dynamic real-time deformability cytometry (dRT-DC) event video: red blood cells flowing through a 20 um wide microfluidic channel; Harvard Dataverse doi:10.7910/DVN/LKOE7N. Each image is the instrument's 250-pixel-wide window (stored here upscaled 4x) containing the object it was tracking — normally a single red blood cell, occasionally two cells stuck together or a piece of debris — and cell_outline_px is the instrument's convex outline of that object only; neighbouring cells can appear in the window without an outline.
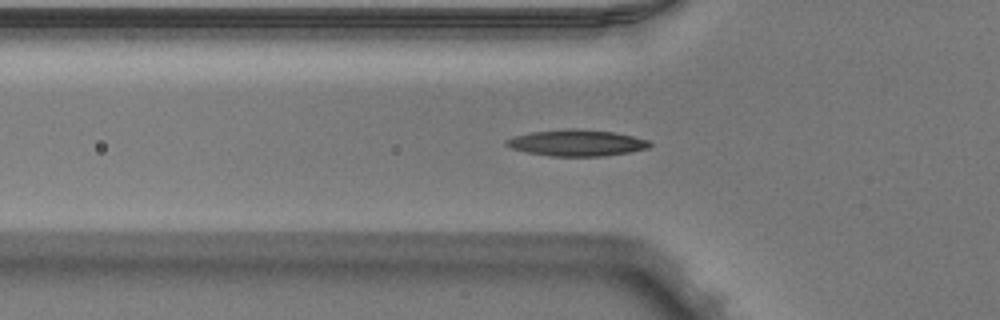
{"species": "Egyptian fruit bat (a non-hibernating species)", "species_latin": "Rousettus aegyptiacus", "temperature_condition": "warm", "stored_images_in_passage": 43, "camera_frame_rate_fps": 3000, "um_per_image_px": 0.085, "animal": {"sex": "male"}, "frame": {"image": 1, "passage_image": 9, "time_ms": 2.667, "image_size_px": [1000, 320], "cell_outline_px": [[652, 144], [648, 148], [628, 152], [604, 156], [552, 156], [528, 152], [512, 148], [504, 144], [504, 140], [516, 136], [532, 132], [568, 128], [576, 128], [612, 132], [632, 136], [648, 140]], "centroid_in_image_um": [49.02, 12.14], "position_along_channel_um": 76.8, "area_um2": 21.79}}
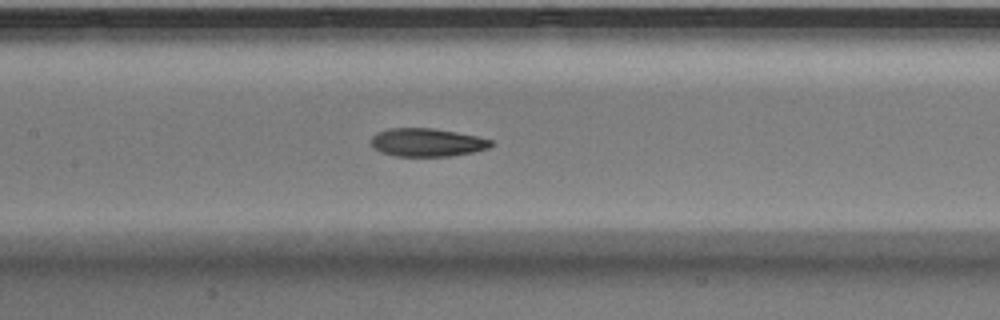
{"frame": {"image": 2, "passage_image": 16, "time_ms": 5.0, "image_size_px": [1000, 320], "cell_outline_px": [[492, 144], [488, 148], [472, 152], [448, 156], [396, 156], [380, 152], [372, 148], [372, 136], [376, 132], [388, 128], [432, 128], [456, 132], [476, 136], [492, 140]], "centroid_in_image_um": [36.25, 12.1], "position_along_channel_um": 171.2, "area_um2": 19.65}}
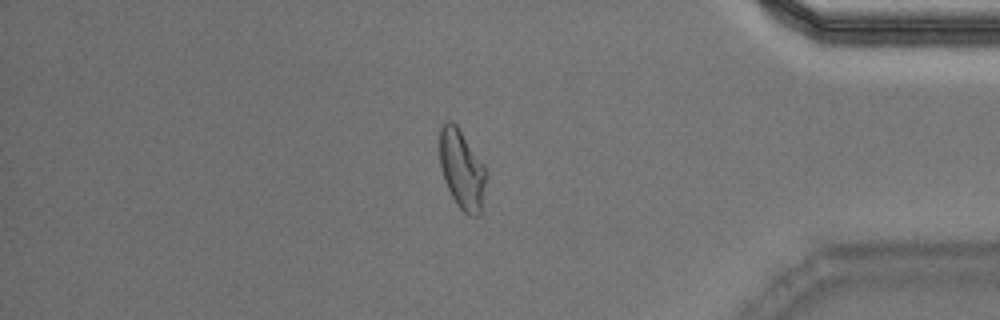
{"frame": {"image": 3, "passage_image": 35, "time_ms": 11.333, "image_size_px": [1000, 320], "cell_outline_px": [[488, 172], [480, 216], [468, 216], [456, 204], [444, 180], [440, 164], [440, 128], [444, 120], [452, 120], [456, 124], [488, 168]], "centroid_in_image_um": [39.29, 14.39], "position_along_channel_um": 395.9, "area_um2": 21.96}, "authors_computed_cell_mechanics": {"area_um2": 20.519, "velocity_mm_per_s": 3.9895, "shape_relaxation_time_tau1_ms": 7.2034, "shape_relaxation_time_tau2_ms": 3.2275, "deformation_change_tau1": 0.2124, "deformation_change_tau2": 0.1135}}